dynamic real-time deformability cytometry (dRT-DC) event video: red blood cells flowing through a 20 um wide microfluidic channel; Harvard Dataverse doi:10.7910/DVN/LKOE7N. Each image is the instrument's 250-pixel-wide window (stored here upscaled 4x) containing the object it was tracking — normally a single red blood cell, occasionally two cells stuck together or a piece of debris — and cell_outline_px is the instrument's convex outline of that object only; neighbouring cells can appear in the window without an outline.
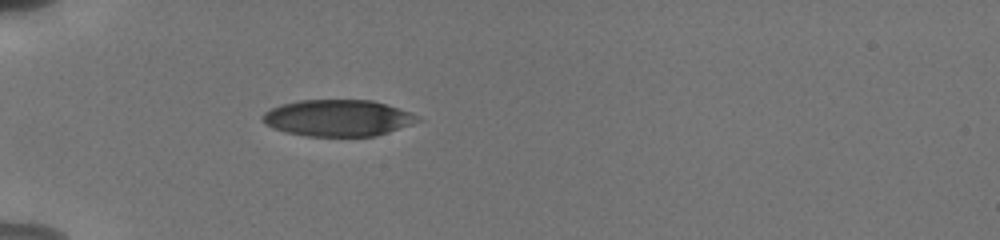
{"species": "human", "species_latin": "Homo sapiens", "temperature_condition": "cold", "stored_images_in_passage": 38, "camera_frame_rate_fps": 3000, "um_per_image_px": 0.085, "donor": {"sex": "male"}, "frame": {"image": 1, "passage_image": 1, "time_ms": 0.0, "image_size_px": [1000, 240], "cell_outline_px": [[424, 120], [376, 136], [308, 136], [284, 132], [272, 128], [264, 124], [260, 116], [264, 112], [280, 104], [300, 100], [372, 100], [400, 108]], "centroid_in_image_um": [28.68, 10.03], "position_along_channel_um": 56.3, "area_um2": 33.12}}
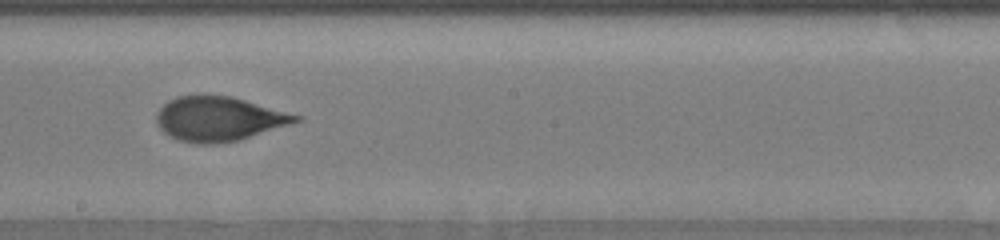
{"frame": {"image": 2, "passage_image": 16, "time_ms": 5.0, "image_size_px": [1000, 240], "cell_outline_px": [[304, 120], [236, 140], [212, 144], [200, 144], [180, 140], [168, 136], [160, 128], [156, 120], [156, 116], [160, 108], [168, 100], [176, 96], [204, 92], [232, 96], [304, 116]], "centroid_in_image_um": [18.6, 10.05], "position_along_channel_um": 229.6, "area_um2": 36.59}}
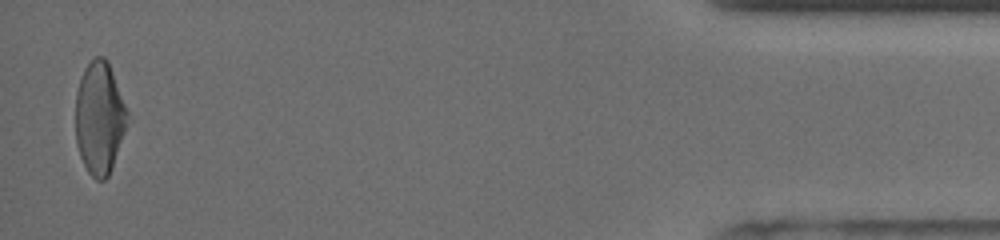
{"frame": {"image": 3, "passage_image": 37, "time_ms": 12.0, "image_size_px": [1000, 240], "cell_outline_px": [[132, 120], [112, 168], [108, 176], [104, 180], [96, 180], [88, 172], [80, 156], [76, 144], [76, 92], [80, 76], [84, 68], [92, 56], [104, 56], [108, 60]], "centroid_in_image_um": [8.5, 10.01], "position_along_channel_um": 426.7, "area_um2": 35.08}, "authors_computed_cell_mechanics": {"area_um2": 35.7493, "velocity_mm_per_s": 3.8281, "shape_relaxation_time_tau1_ms": 3.6662, "shape_relaxation_time_tau2_ms": 0.8463, "deformation_change_tau1": 0.1674, "deformation_change_tau2": 0.0631}}